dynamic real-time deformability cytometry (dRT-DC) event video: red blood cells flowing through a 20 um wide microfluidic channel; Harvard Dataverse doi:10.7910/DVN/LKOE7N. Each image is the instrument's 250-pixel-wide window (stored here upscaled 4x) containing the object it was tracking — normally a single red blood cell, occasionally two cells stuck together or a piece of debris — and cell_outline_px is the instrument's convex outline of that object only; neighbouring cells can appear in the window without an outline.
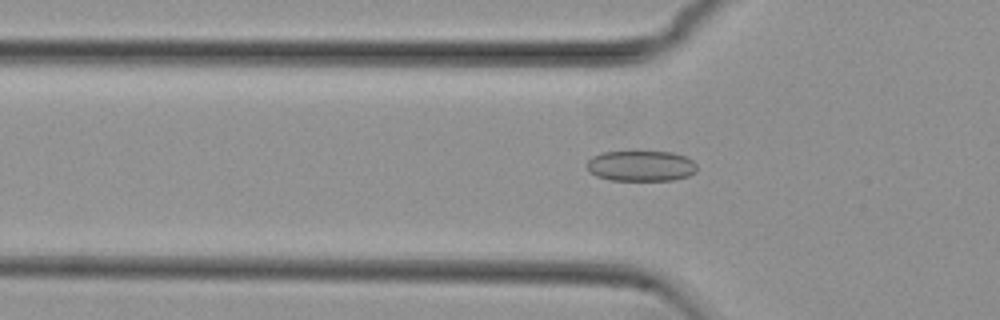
{"species": "common noctule bat (a hibernating species)", "species_latin": "Nyctalus noctula", "temperature_condition": "cold", "stored_images_in_passage": 38, "camera_frame_rate_fps": 3000, "um_per_image_px": 0.085, "animal": {"sex": "female", "body_mass_g": 29.2, "forearm_length_mm": 56.3}, "frame": {"image": 1, "passage_image": 9, "time_ms": 2.667, "image_size_px": [1000, 320], "cell_outline_px": [[696, 172], [688, 176], [672, 180], [608, 180], [596, 176], [588, 172], [588, 160], [592, 156], [600, 152], [636, 148], [672, 152], [684, 156], [692, 160], [696, 164]], "centroid_in_image_um": [54.44, 14.04], "position_along_channel_um": 71.4, "area_um2": 20.69}}
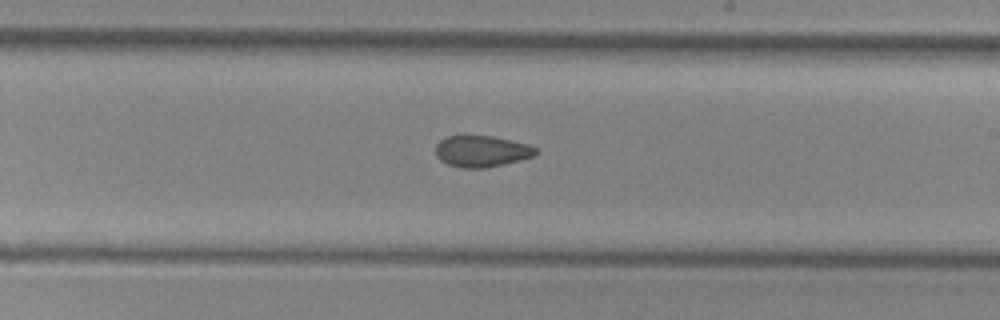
{"frame": {"image": 2, "passage_image": 23, "time_ms": 7.333, "image_size_px": [1000, 320], "cell_outline_px": [[540, 152], [532, 156], [520, 160], [504, 164], [484, 168], [460, 168], [448, 164], [440, 160], [436, 156], [436, 144], [440, 140], [448, 136], [464, 132], [492, 136], [528, 144], [536, 148]], "centroid_in_image_um": [40.9, 12.81], "position_along_channel_um": 248.1, "area_um2": 18.9}}
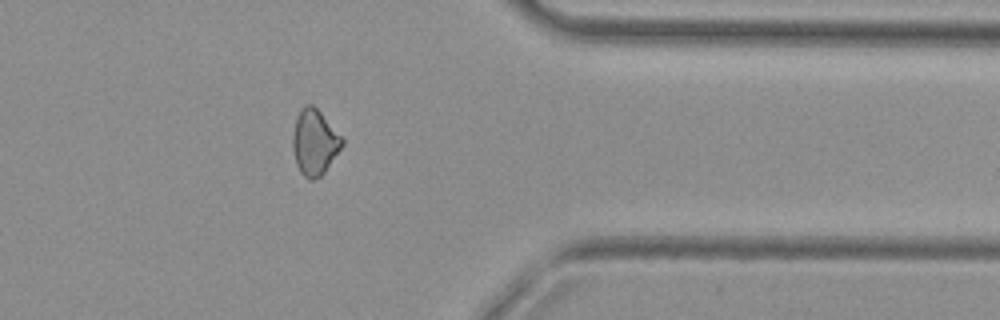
{"frame": {"image": 3, "passage_image": 35, "time_ms": 11.333, "image_size_px": [1000, 320], "cell_outline_px": [[344, 144], [324, 172], [320, 176], [312, 180], [308, 180], [300, 172], [296, 164], [292, 148], [292, 132], [296, 120], [304, 104], [312, 104], [320, 112], [344, 140]], "centroid_in_image_um": [26.71, 12.11], "position_along_channel_um": 384.7, "area_um2": 18.67}, "authors_computed_cell_mechanics": {"area_um2": 18.9006, "velocity_mm_per_s": 3.7754, "shape_relaxation_time_tau1_ms": null, "shape_relaxation_time_tau2_ms": 4.1478, "deformation_change_tau1": null, "deformation_change_tau2": 0.0882}}